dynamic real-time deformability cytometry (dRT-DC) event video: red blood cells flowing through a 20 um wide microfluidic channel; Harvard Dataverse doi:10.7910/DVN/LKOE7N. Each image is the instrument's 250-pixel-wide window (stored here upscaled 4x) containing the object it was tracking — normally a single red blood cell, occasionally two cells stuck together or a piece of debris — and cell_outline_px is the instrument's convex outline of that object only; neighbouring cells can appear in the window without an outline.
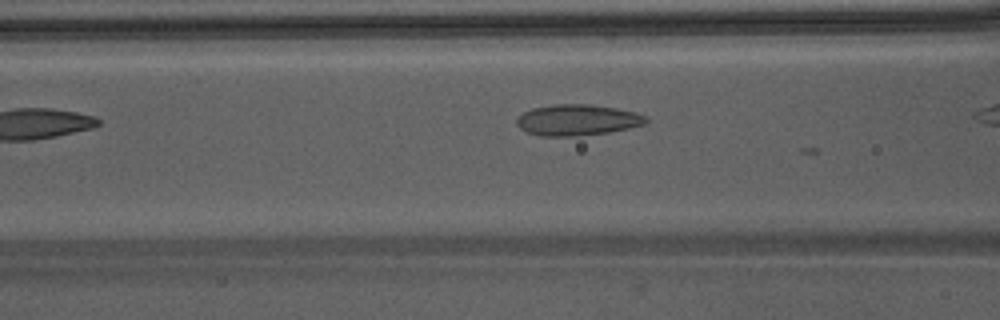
{"species": "Egyptian fruit bat (a non-hibernating species)", "species_latin": "Rousettus aegyptiacus", "temperature_condition": "warm", "stored_images_in_passage": 6, "camera_frame_rate_fps": 3000, "um_per_image_px": 0.085, "animal": {"sex": "male"}, "frame": {"image": 1, "passage_image": 5, "time_ms": 1.333, "image_size_px": [1000, 320], "cell_outline_px": [[648, 120], [644, 124], [628, 128], [608, 132], [580, 136], [540, 136], [528, 132], [520, 128], [516, 124], [516, 120], [524, 112], [532, 108], [552, 104], [588, 104], [616, 108], [636, 112], [648, 116]], "centroid_in_image_um": [49.08, 10.19], "position_along_channel_um": 117.5, "area_um2": 23.41}}